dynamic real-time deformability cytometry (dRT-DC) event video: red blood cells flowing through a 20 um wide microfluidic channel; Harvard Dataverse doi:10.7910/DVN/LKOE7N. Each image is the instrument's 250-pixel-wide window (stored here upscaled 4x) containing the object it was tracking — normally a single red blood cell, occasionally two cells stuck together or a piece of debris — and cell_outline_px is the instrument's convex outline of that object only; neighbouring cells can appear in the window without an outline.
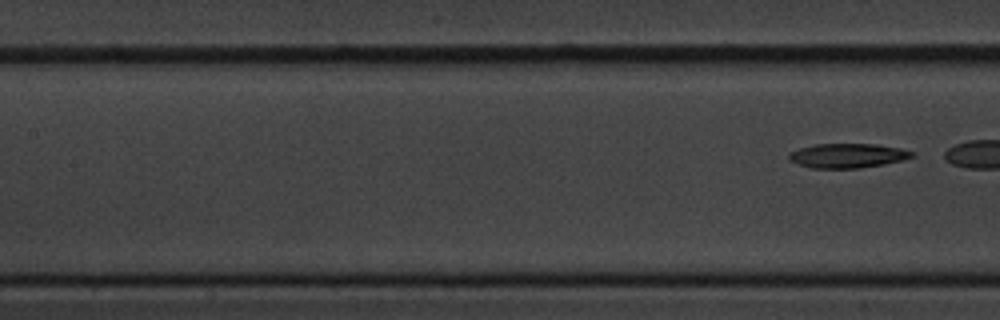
{"species": "common noctule bat (a hibernating species)", "species_latin": "Nyctalus noctula", "temperature_condition": "cold", "stored_images_in_passage": 7, "segment_of_instrument_passage": [2, 2], "camera_frame_rate_fps": 3000, "um_per_image_px": 0.085, "animal": {"sex": "male", "body_mass_g": 20.1, "forearm_length_mm": 53.5}, "frame": {"image": 1, "passage_image": 7, "time_ms": 7.667, "image_size_px": [1000, 320], "cell_outline_px": [[916, 156], [884, 164], [860, 168], [812, 168], [796, 164], [788, 160], [788, 152], [800, 148], [816, 144], [876, 144], [900, 148], [916, 152]], "centroid_in_image_um": [72.03, 13.23], "position_along_channel_um": 135.4, "area_um2": 17.63}}